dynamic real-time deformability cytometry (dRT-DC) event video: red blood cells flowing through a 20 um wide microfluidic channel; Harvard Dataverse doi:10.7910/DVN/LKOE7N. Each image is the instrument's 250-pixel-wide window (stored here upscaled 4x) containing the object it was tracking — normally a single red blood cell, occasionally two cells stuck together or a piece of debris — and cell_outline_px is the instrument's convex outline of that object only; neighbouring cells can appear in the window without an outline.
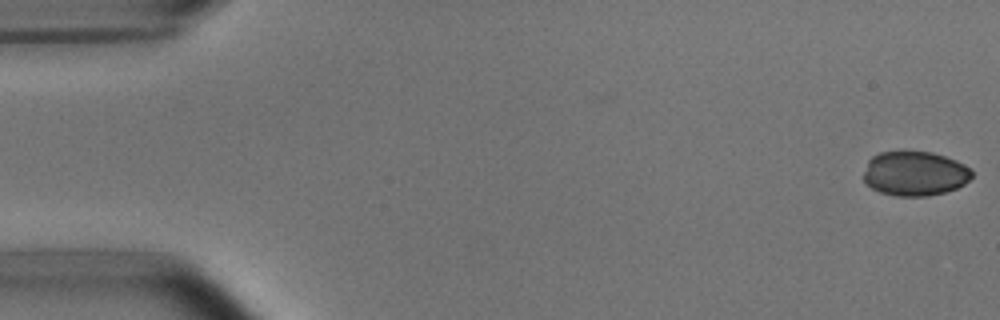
{"species": "common noctule bat (a hibernating species)", "species_latin": "Nyctalus noctula", "temperature_condition": "room temperature", "stored_images_in_passage": 4, "camera_frame_rate_fps": 3000, "um_per_image_px": 0.085, "animal": {"sex": "male", "body_mass_g": 15.6}, "frame": {"image": 1, "passage_image": 1, "time_ms": 0.0, "image_size_px": [1000, 320], "cell_outline_px": [[972, 176], [964, 184], [956, 188], [944, 192], [928, 196], [896, 196], [880, 192], [872, 188], [864, 180], [864, 172], [868, 160], [872, 156], [880, 152], [900, 148], [932, 152], [956, 160], [972, 168]], "centroid_in_image_um": [77.74, 14.7], "position_along_channel_um": 7.3, "area_um2": 28.78}}
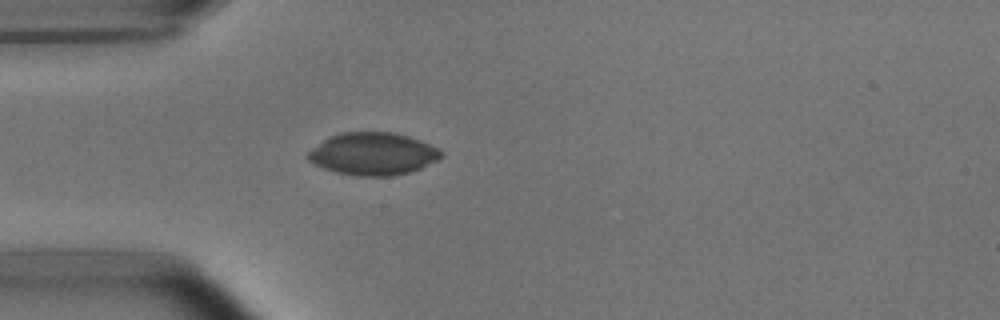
{"frame": {"image": 2, "passage_image": 4, "time_ms": 4.667, "image_size_px": [1000, 320], "cell_outline_px": [[444, 156], [420, 168], [408, 172], [392, 176], [356, 176], [336, 172], [324, 168], [308, 160], [304, 156], [308, 152], [328, 136], [340, 132], [392, 132], [408, 136], [420, 140], [444, 152]], "centroid_in_image_um": [31.67, 13.07], "position_along_channel_um": 53.3, "area_um2": 32.89}}